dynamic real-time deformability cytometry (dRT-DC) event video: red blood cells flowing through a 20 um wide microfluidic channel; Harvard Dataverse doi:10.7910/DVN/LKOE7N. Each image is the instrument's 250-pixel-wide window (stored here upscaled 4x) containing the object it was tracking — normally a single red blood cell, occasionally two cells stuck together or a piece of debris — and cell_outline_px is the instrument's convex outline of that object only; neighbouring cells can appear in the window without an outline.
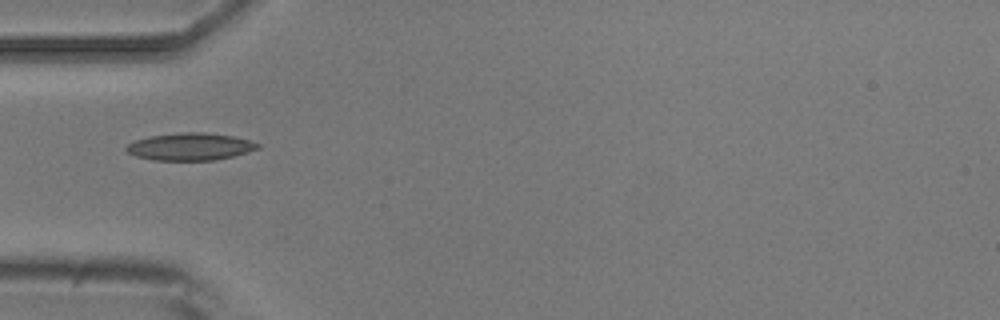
{"species": "common noctule bat (a hibernating species)", "species_latin": "Nyctalus noctula", "temperature_condition": "room temperature", "stored_images_in_passage": 1, "camera_frame_rate_fps": 3000, "um_per_image_px": 0.085, "animal": {"sex": "male", "body_mass_g": 20.5, "forearm_length_mm": 52.5}, "frame": {"image": 1, "passage_image": 1, "time_ms": 0.0, "image_size_px": [1000, 320], "cell_outline_px": [[260, 148], [248, 152], [216, 160], [152, 160], [136, 156], [128, 152], [124, 148], [128, 144], [136, 140], [152, 136], [180, 132], [204, 132], [232, 136], [248, 140], [260, 144]], "centroid_in_image_um": [16.17, 12.47], "position_along_channel_um": 68.8, "area_um2": 20.81}}